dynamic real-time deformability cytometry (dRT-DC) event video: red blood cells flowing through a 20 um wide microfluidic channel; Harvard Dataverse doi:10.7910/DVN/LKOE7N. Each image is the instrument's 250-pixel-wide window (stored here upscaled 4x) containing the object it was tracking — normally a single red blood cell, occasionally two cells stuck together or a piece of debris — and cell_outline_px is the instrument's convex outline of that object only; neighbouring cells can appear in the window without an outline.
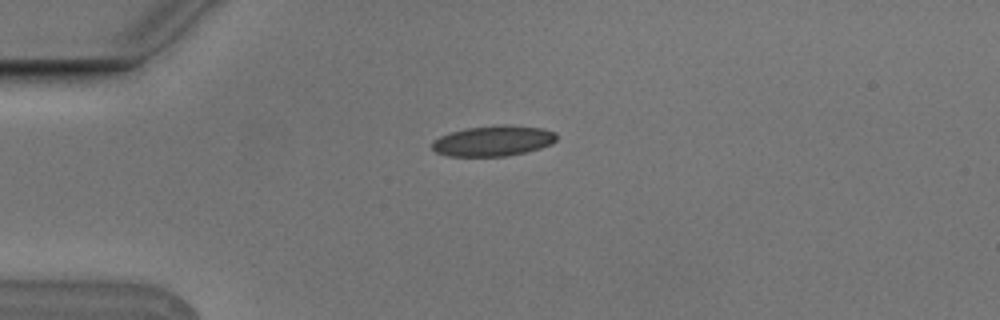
{"species": "Egyptian fruit bat (a non-hibernating species)", "species_latin": "Rousettus aegyptiacus", "temperature_condition": "cold", "stored_images_in_passage": 2, "camera_frame_rate_fps": 3000, "um_per_image_px": 0.085, "animal": {"sex": "male"}, "frame": {"image": 1, "passage_image": 1, "time_ms": 0.0, "image_size_px": [1000, 320], "cell_outline_px": [[556, 140], [552, 144], [540, 148], [508, 156], [448, 156], [436, 152], [432, 148], [432, 140], [440, 136], [464, 128], [504, 124], [508, 124], [544, 128], [556, 132]], "centroid_in_image_um": [41.94, 11.96], "position_along_channel_um": 43.1, "area_um2": 22.31}}